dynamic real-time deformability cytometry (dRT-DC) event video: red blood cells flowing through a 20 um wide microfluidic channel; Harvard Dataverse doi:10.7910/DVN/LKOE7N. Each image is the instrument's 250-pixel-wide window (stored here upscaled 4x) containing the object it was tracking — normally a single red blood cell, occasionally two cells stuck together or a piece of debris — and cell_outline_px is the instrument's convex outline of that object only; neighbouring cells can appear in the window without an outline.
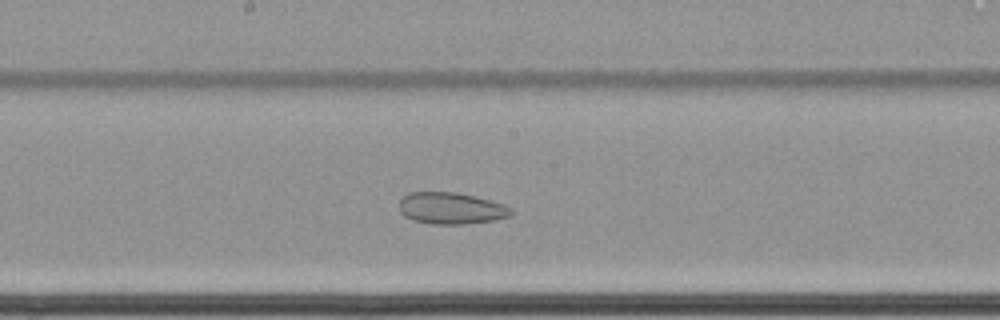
{"species": "common noctule bat (a hibernating species)", "species_latin": "Nyctalus noctula", "temperature_condition": "cold", "stored_images_in_passage": 66, "camera_frame_rate_fps": 3000, "um_per_image_px": 0.085, "animal": {"sex": "female", "body_mass_g": 22.7, "forearm_length_mm": 54.2}, "frame": {"image": 1, "passage_image": 40, "time_ms": 13.0, "image_size_px": [1000, 320], "cell_outline_px": [[512, 216], [492, 220], [464, 224], [432, 224], [412, 220], [404, 216], [400, 212], [400, 200], [408, 192], [456, 192], [504, 204], [512, 208]], "centroid_in_image_um": [38.33, 17.71], "position_along_channel_um": 209.9, "area_um2": 20.58}}
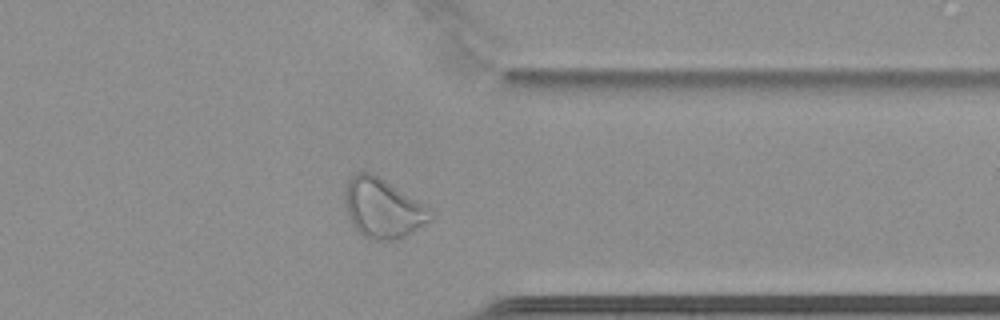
{"frame": {"image": 2, "passage_image": 55, "time_ms": 18.0, "image_size_px": [1000, 320], "cell_outline_px": [[432, 220], [412, 232], [396, 240], [372, 240], [364, 236], [352, 224], [344, 204], [344, 192], [348, 180], [356, 172], [372, 172], [424, 204], [432, 212]], "centroid_in_image_um": [32.52, 17.69], "position_along_channel_um": 378.9, "area_um2": 29.54}}
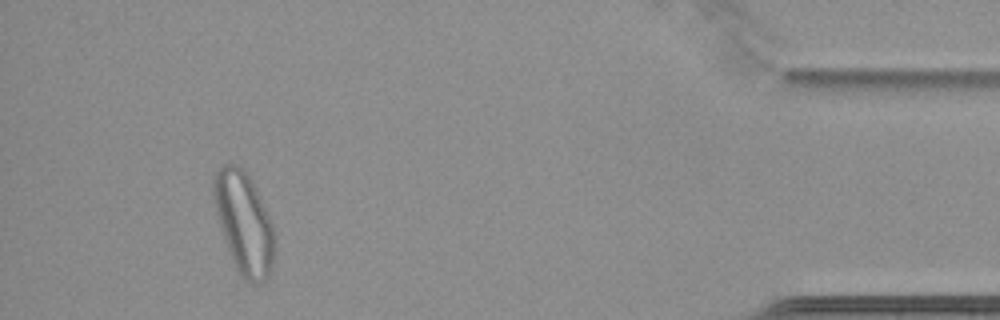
{"frame": {"image": 3, "passage_image": 63, "time_ms": 20.667, "image_size_px": [1000, 320], "cell_outline_px": [[276, 248], [272, 264], [268, 276], [264, 280], [256, 284], [252, 284], [244, 280], [236, 272], [228, 252], [216, 212], [212, 196], [212, 180], [216, 172], [224, 164], [236, 164], [248, 176], [256, 188], [276, 232]], "centroid_in_image_um": [20.74, 19.01], "position_along_channel_um": 414.5, "area_um2": 36.53}}